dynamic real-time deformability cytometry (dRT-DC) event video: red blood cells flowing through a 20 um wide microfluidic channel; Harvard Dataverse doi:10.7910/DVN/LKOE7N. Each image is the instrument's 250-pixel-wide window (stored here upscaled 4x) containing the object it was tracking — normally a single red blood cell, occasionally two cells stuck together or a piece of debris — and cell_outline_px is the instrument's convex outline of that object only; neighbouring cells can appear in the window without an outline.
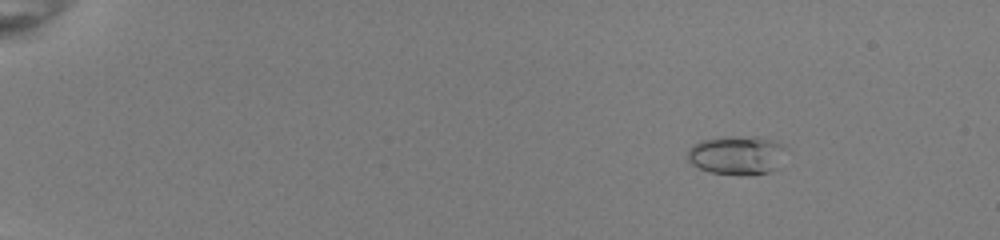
{"species": "common noctule bat (a hibernating species)", "species_latin": "Nyctalus noctula", "temperature_condition": "room temperature", "stored_images_in_passage": 24, "camera_frame_rate_fps": 3000, "um_per_image_px": 0.085, "animal": {"sex": "female", "body_mass_g": 22.0, "forearm_length_mm": 56.7}, "frame": {"image": 1, "passage_image": 9, "time_ms": 2.667, "image_size_px": [1000, 240], "cell_outline_px": [[788, 148], [776, 168], [768, 172], [752, 176], [748, 176], [712, 172], [700, 168], [692, 164], [688, 160], [688, 148], [692, 144], [700, 140], [756, 136], [776, 140]], "centroid_in_image_um": [62.67, 13.2], "position_along_channel_um": 22.3, "area_um2": 22.31}}
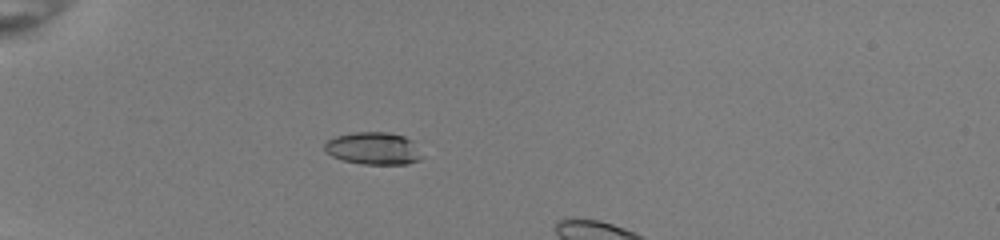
{"frame": {"image": 2, "passage_image": 19, "time_ms": 6.0, "image_size_px": [1000, 240], "cell_outline_px": [[424, 156], [420, 160], [408, 164], [360, 164], [344, 160], [332, 156], [324, 152], [324, 144], [328, 140], [336, 136], [352, 132], [388, 132], [404, 136], [412, 140]], "centroid_in_image_um": [31.75, 12.62], "position_along_channel_um": 53.2, "area_um2": 18.61}}